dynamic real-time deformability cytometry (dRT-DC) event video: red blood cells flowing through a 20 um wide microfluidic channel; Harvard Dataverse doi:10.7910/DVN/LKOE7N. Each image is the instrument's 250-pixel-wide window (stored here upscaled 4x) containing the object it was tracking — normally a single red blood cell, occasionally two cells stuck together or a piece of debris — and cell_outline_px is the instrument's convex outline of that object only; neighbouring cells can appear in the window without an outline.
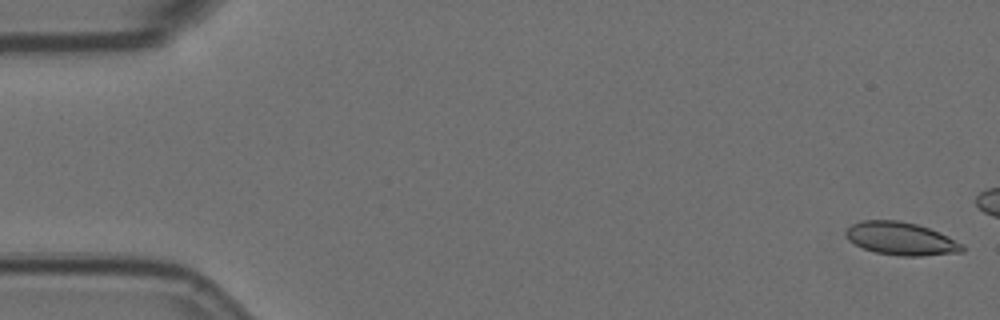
{"species": "Egyptian fruit bat (a non-hibernating species)", "species_latin": "Rousettus aegyptiacus", "temperature_condition": "room temperature", "stored_images_in_passage": 6, "camera_frame_rate_fps": 3000, "um_per_image_px": 0.085, "animal": {"sex": "female"}, "frame": {"image": 1, "passage_image": 1, "time_ms": 0.0, "image_size_px": [1000, 320], "cell_outline_px": [[964, 252], [924, 256], [900, 256], [876, 252], [864, 248], [848, 240], [844, 232], [852, 224], [860, 220], [900, 220], [916, 224], [940, 232], [964, 244]], "centroid_in_image_um": [76.61, 20.28], "position_along_channel_um": 8.4, "area_um2": 22.48}}
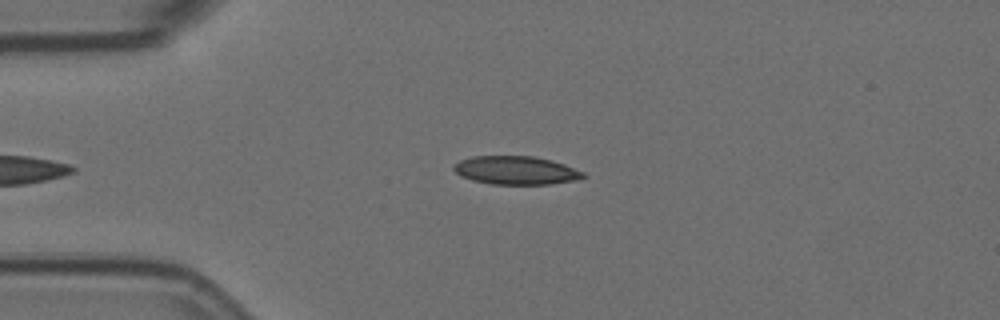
{"frame": {"image": 2, "passage_image": 5, "time_ms": 1.333, "image_size_px": [1000, 320], "cell_outline_px": [[588, 176], [576, 180], [552, 184], [492, 184], [472, 180], [460, 176], [452, 168], [452, 164], [460, 160], [472, 156], [532, 156], [552, 160], [564, 164], [584, 172]], "centroid_in_image_um": [43.85, 14.48], "position_along_channel_um": 41.2, "area_um2": 21.56}}